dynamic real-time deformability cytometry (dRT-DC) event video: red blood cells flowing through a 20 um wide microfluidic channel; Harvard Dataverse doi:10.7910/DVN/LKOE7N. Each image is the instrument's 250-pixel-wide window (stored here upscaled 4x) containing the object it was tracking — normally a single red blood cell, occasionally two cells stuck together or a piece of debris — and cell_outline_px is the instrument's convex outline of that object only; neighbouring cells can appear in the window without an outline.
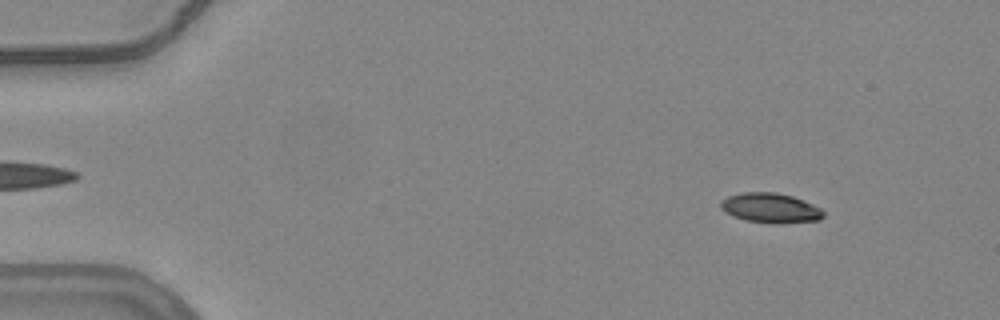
{"species": "common noctule bat (a hibernating species)", "species_latin": "Nyctalus noctula", "temperature_condition": "warm", "stored_images_in_passage": 54, "camera_frame_rate_fps": 3000, "um_per_image_px": 0.085, "animal": {"sex": "female", "body_mass_g": 24.6, "forearm_length_mm": 56.2}, "frame": {"image": 1, "passage_image": 6, "time_ms": 1.667, "image_size_px": [1000, 320], "cell_outline_px": [[824, 216], [820, 220], [780, 224], [776, 224], [744, 220], [732, 216], [724, 212], [720, 208], [720, 200], [728, 196], [740, 192], [776, 192], [792, 196], [812, 204], [820, 208], [824, 212]], "centroid_in_image_um": [65.46, 17.68], "position_along_channel_um": 19.5, "area_um2": 18.09}}
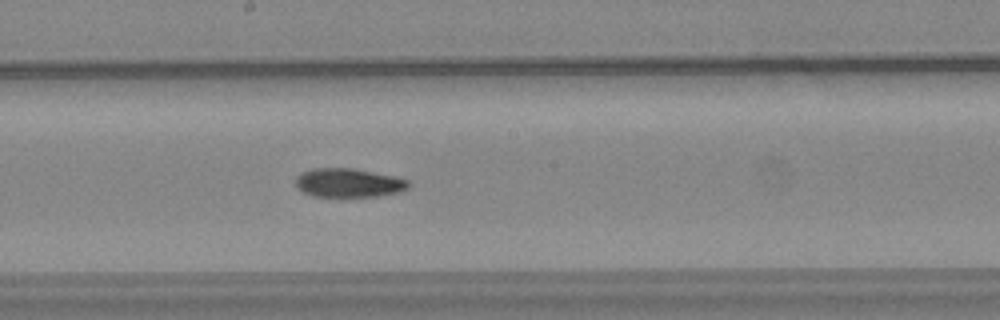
{"frame": {"image": 2, "passage_image": 30, "time_ms": 9.667, "image_size_px": [1000, 320], "cell_outline_px": [[412, 184], [408, 188], [400, 192], [376, 196], [312, 196], [296, 188], [296, 176], [300, 172], [312, 168], [352, 168], [392, 176], [408, 180]], "centroid_in_image_um": [29.6, 15.53], "position_along_channel_um": 218.6, "area_um2": 18.96}}
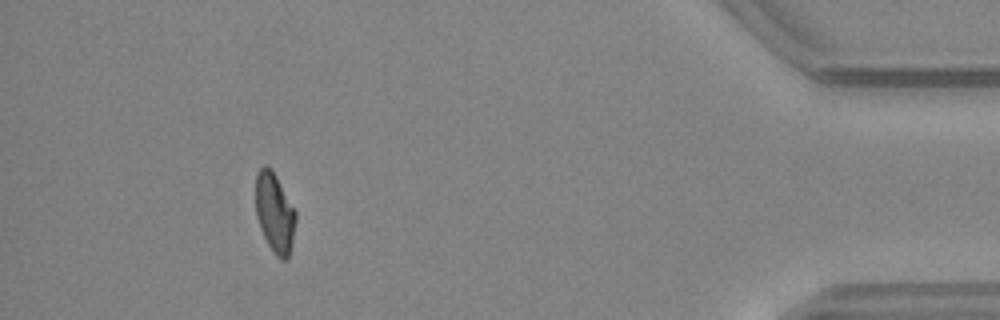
{"frame": {"image": 3, "passage_image": 50, "time_ms": 16.333, "image_size_px": [1000, 320], "cell_outline_px": [[296, 220], [292, 240], [288, 256], [284, 260], [280, 260], [276, 256], [268, 244], [260, 228], [256, 216], [256, 176], [260, 168], [264, 164], [268, 164], [272, 168], [296, 212]], "centroid_in_image_um": [23.33, 18.05], "position_along_channel_um": 411.9, "area_um2": 18.5}, "authors_computed_cell_mechanics": {"area_um2": 19.1318, "velocity_mm_per_s": 3.7935, "shape_relaxation_time_tau1_ms": null, "shape_relaxation_time_tau2_ms": 6.064, "deformation_change_tau1": null, "deformation_change_tau2": 0.1282}}